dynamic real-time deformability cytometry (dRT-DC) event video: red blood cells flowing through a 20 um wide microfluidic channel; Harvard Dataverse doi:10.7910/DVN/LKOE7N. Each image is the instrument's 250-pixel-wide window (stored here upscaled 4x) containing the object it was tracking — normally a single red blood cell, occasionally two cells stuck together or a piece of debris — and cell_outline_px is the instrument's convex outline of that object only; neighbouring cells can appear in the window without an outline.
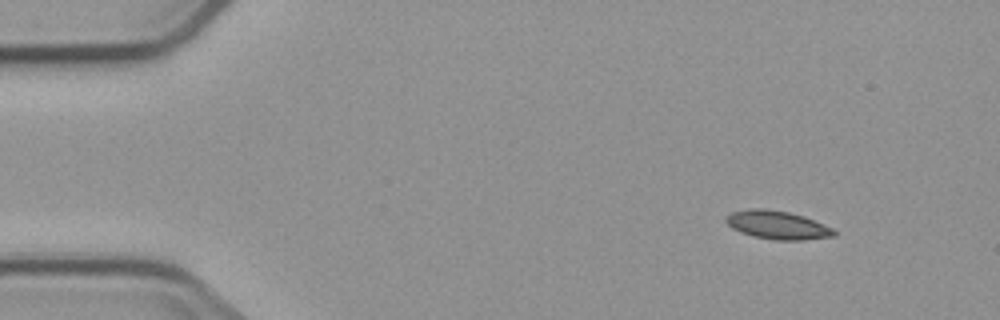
{"species": "common noctule bat (a hibernating species)", "species_latin": "Nyctalus noctula", "temperature_condition": "cold", "stored_images_in_passage": 5, "camera_frame_rate_fps": 3000, "um_per_image_px": 0.085, "animal": {"sex": "male", "body_mass_g": 23.1, "forearm_length_mm": 52.7}, "frame": {"image": 1, "passage_image": 1, "time_ms": 0.0, "image_size_px": [1000, 320], "cell_outline_px": [[836, 236], [804, 240], [776, 240], [756, 236], [732, 228], [724, 220], [724, 216], [732, 212], [752, 208], [764, 208], [788, 212], [804, 216], [832, 228], [836, 232]], "centroid_in_image_um": [66.09, 19.12], "position_along_channel_um": 18.9, "area_um2": 17.69}}
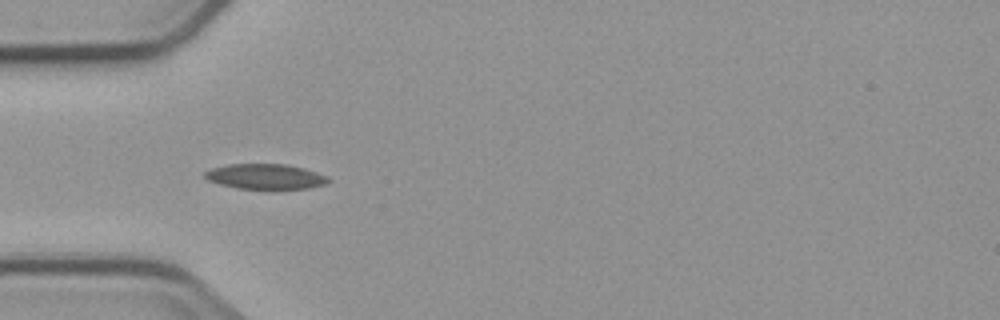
{"frame": {"image": 2, "passage_image": 4, "time_ms": 3.667, "image_size_px": [1000, 320], "cell_outline_px": [[332, 180], [324, 184], [308, 188], [272, 192], [236, 188], [220, 184], [208, 180], [204, 176], [204, 172], [212, 168], [228, 164], [284, 164], [304, 168], [328, 176]], "centroid_in_image_um": [22.59, 15.05], "position_along_channel_um": 62.4, "area_um2": 18.96}}
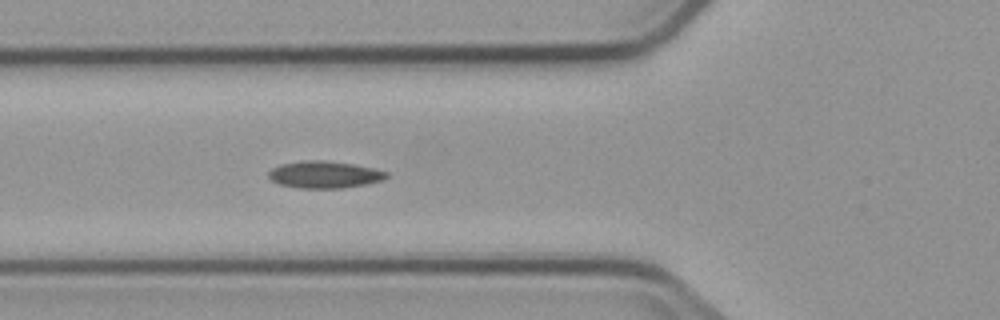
{"frame": {"image": 3, "passage_image": 5, "time_ms": 4.667, "image_size_px": [1000, 320], "cell_outline_px": [[388, 176], [380, 180], [364, 184], [340, 188], [300, 188], [280, 184], [272, 180], [268, 176], [268, 172], [272, 168], [280, 164], [304, 160], [324, 160], [352, 164], [372, 168], [388, 172]], "centroid_in_image_um": [27.53, 14.83], "position_along_channel_um": 98.3, "area_um2": 18.32}}